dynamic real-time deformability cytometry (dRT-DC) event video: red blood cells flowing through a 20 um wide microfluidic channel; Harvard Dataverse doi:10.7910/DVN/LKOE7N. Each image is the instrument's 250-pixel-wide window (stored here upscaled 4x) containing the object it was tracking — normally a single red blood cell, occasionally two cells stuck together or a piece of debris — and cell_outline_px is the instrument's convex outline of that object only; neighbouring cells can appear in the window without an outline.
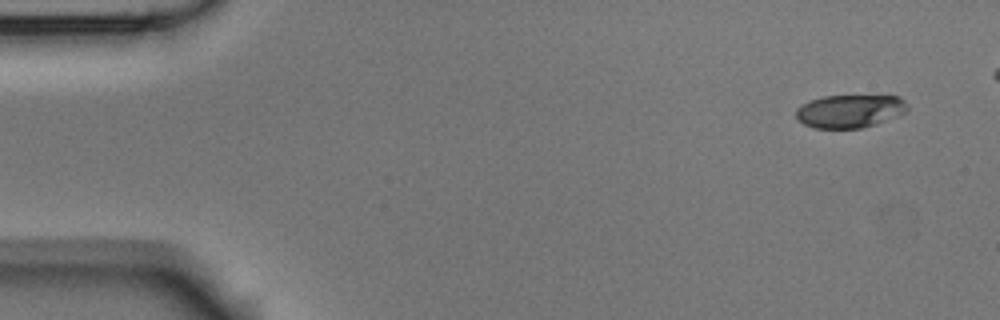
{"species": "Egyptian fruit bat (a non-hibernating species)", "species_latin": "Rousettus aegyptiacus", "temperature_condition": "room temperature", "stored_images_in_passage": 5, "camera_frame_rate_fps": 3000, "um_per_image_px": 0.085, "animal": {"sex": "male"}, "frame": {"image": 1, "passage_image": 1, "time_ms": 0.0, "image_size_px": [1000, 320], "cell_outline_px": [[908, 108], [904, 112], [896, 116], [876, 124], [860, 128], [812, 128], [804, 124], [796, 116], [796, 108], [812, 100], [824, 96], [900, 96], [904, 100]], "centroid_in_image_um": [72.23, 9.45], "position_along_channel_um": 12.8, "area_um2": 21.21}}